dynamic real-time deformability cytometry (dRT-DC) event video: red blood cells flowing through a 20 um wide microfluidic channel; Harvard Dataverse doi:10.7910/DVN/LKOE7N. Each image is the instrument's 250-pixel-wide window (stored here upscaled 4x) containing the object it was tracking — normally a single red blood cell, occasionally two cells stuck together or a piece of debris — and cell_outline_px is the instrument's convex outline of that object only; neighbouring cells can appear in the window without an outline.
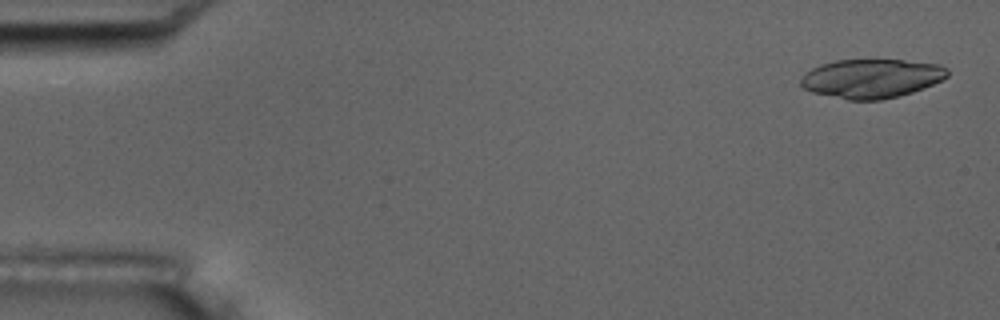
{"species": "common noctule bat (a hibernating species)", "species_latin": "Nyctalus noctula", "temperature_condition": "room temperature", "stored_images_in_passage": 54, "camera_frame_rate_fps": 3000, "um_per_image_px": 0.085, "animal": {"sex": "male", "body_mass_g": 17.5, "forearm_length_mm": 52.3}, "frame": {"image": 1, "passage_image": 2, "time_ms": 0.333, "image_size_px": [1000, 320], "cell_outline_px": [[948, 76], [932, 84], [912, 92], [900, 96], [880, 100], [848, 100], [812, 92], [804, 88], [800, 84], [800, 80], [812, 68], [820, 64], [836, 60], [904, 60], [940, 64], [948, 68]], "centroid_in_image_um": [74.09, 6.67], "position_along_channel_um": 10.9, "area_um2": 33.23}}